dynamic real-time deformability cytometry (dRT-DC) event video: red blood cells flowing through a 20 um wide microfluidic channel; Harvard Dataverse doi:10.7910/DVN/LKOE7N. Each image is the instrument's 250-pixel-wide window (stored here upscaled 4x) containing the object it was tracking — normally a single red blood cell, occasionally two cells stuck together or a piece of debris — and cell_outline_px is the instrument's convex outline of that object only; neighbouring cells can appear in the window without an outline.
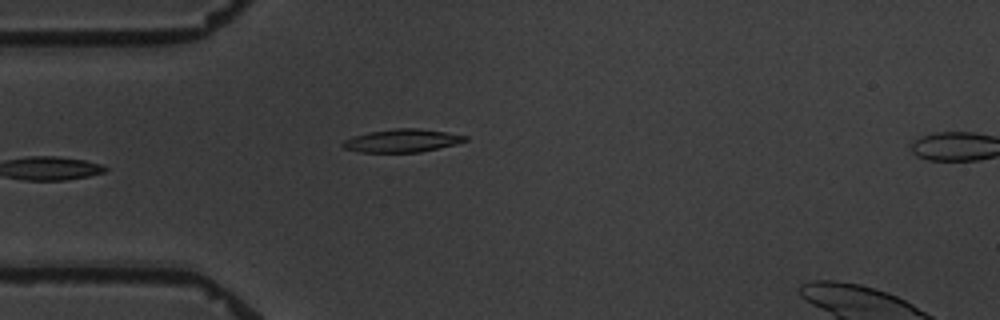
{"species": "common noctule bat (a hibernating species)", "species_latin": "Nyctalus noctula", "temperature_condition": "warm", "stored_images_in_passage": 4, "camera_frame_rate_fps": 3000, "um_per_image_px": 0.085, "animal": {"sex": "male", "body_mass_g": 19.5, "forearm_length_mm": 54.6}, "frame": {"image": 1, "passage_image": 4, "time_ms": 6.333, "image_size_px": [1000, 320], "cell_outline_px": [[468, 140], [456, 144], [420, 152], [360, 152], [344, 148], [340, 144], [344, 140], [368, 132], [396, 128], [420, 128], [468, 136]], "centroid_in_image_um": [34.18, 11.95], "position_along_channel_um": 50.8, "area_um2": 16.3}}